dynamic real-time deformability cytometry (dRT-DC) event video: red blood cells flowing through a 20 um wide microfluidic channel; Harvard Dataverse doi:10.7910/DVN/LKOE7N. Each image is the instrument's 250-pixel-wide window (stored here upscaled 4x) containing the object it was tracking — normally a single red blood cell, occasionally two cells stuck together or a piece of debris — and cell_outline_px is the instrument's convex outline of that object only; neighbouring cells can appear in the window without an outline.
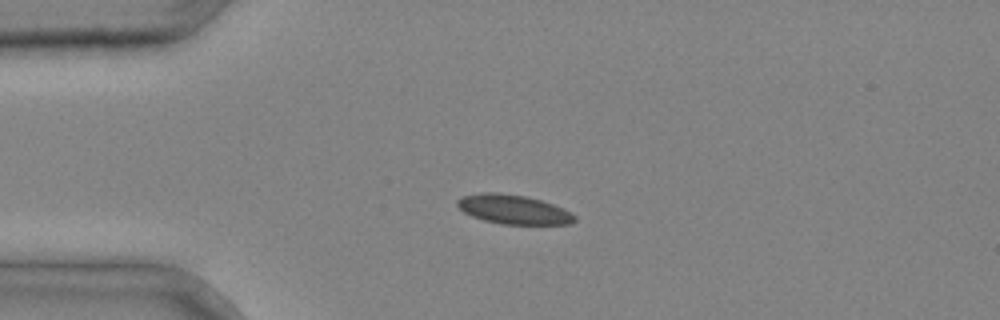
{"species": "common noctule bat (a hibernating species)", "species_latin": "Nyctalus noctula", "temperature_condition": "cold", "stored_images_in_passage": 2, "camera_frame_rate_fps": 3000, "um_per_image_px": 0.085, "animal": {"sex": "male", "body_mass_g": 20.4}, "frame": {"image": 1, "passage_image": 1, "time_ms": 0.0, "image_size_px": [1000, 320], "cell_outline_px": [[576, 220], [572, 224], [500, 224], [484, 220], [472, 216], [464, 212], [456, 204], [456, 200], [460, 196], [480, 192], [496, 192], [528, 196], [564, 208], [576, 216]], "centroid_in_image_um": [43.63, 17.79], "position_along_channel_um": 41.4, "area_um2": 20.17}}